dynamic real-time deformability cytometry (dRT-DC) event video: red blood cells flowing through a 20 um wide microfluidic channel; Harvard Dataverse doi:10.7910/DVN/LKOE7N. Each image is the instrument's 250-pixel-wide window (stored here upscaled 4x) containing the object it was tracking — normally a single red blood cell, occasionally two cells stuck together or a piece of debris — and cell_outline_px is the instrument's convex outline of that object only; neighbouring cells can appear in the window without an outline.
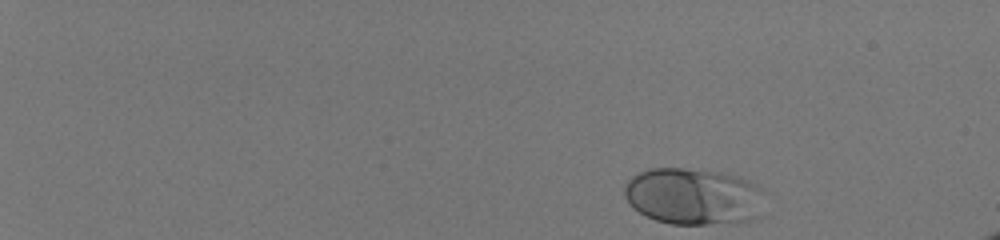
{"species": "human", "species_latin": "Homo sapiens", "temperature_condition": "room temperature", "stored_images_in_passage": 44, "camera_frame_rate_fps": 3000, "um_per_image_px": 0.085, "donor": {"sex": "male"}, "frame": {"image": 1, "passage_image": 1, "time_ms": 0.0, "image_size_px": [1000, 240], "cell_outline_px": [[764, 192], [756, 220], [708, 224], [672, 224], [656, 220], [632, 208], [624, 196], [624, 184], [632, 176], [648, 168], [684, 168], [720, 172], [748, 180], [756, 184]], "centroid_in_image_um": [58.91, 16.69], "position_along_channel_um": 26.1, "area_um2": 46.41}}
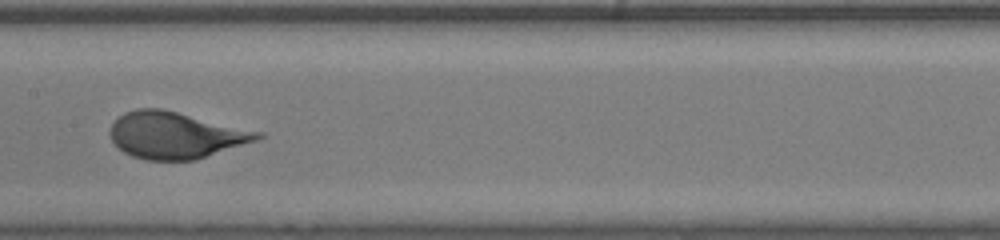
{"frame": {"image": 2, "passage_image": 26, "time_ms": 8.333, "image_size_px": [1000, 240], "cell_outline_px": [[264, 136], [256, 140], [196, 160], [144, 160], [132, 156], [124, 152], [112, 140], [108, 132], [112, 124], [124, 112], [136, 108], [160, 108], [264, 132]], "centroid_in_image_um": [14.91, 11.49], "position_along_channel_um": 192.5, "area_um2": 39.94}}
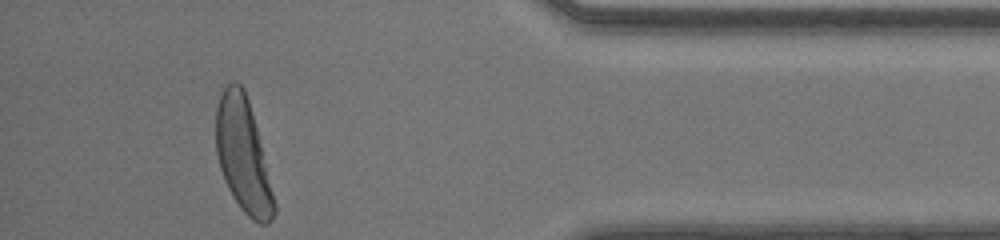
{"frame": {"image": 3, "passage_image": 44, "time_ms": 14.333, "image_size_px": [1000, 240], "cell_outline_px": [[276, 212], [272, 220], [268, 224], [260, 224], [252, 220], [240, 208], [232, 196], [224, 180], [220, 168], [216, 152], [216, 108], [220, 92], [224, 84], [232, 80], [236, 80], [244, 88], [248, 100], [256, 128], [276, 204]], "centroid_in_image_um": [20.64, 13.18], "position_along_channel_um": 414.6, "area_um2": 38.55}, "authors_computed_cell_mechanics": {"area_um2": 40.1421, "velocity_mm_per_s": 4.0915, "shape_relaxation_time_tau1_ms": 3.2591, "shape_relaxation_time_tau2_ms": null, "deformation_change_tau1": 0.186, "deformation_change_tau2": null}}